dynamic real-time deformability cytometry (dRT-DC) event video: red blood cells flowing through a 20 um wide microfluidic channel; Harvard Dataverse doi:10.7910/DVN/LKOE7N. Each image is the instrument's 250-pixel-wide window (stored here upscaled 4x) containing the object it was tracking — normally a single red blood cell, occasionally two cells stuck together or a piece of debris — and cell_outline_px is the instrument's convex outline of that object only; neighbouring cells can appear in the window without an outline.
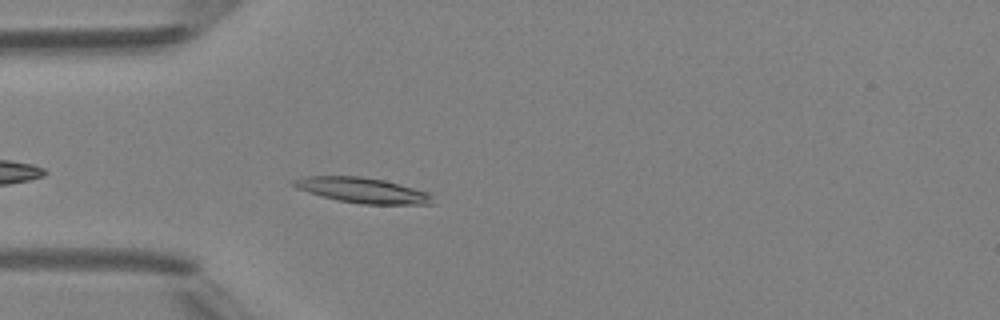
{"species": "Egyptian fruit bat (a non-hibernating species)", "species_latin": "Rousettus aegyptiacus", "temperature_condition": "room temperature", "stored_images_in_passage": 3, "camera_frame_rate_fps": 3000, "um_per_image_px": 0.085, "animal": {"sex": "female"}, "frame": {"image": 1, "passage_image": 3, "time_ms": 2.667, "image_size_px": [1000, 320], "cell_outline_px": [[436, 204], [360, 204], [336, 200], [308, 192], [296, 188], [292, 184], [292, 180], [304, 176], [360, 176], [384, 180], [432, 192]], "centroid_in_image_um": [30.88, 16.18], "position_along_channel_um": 54.1, "area_um2": 20.81}}